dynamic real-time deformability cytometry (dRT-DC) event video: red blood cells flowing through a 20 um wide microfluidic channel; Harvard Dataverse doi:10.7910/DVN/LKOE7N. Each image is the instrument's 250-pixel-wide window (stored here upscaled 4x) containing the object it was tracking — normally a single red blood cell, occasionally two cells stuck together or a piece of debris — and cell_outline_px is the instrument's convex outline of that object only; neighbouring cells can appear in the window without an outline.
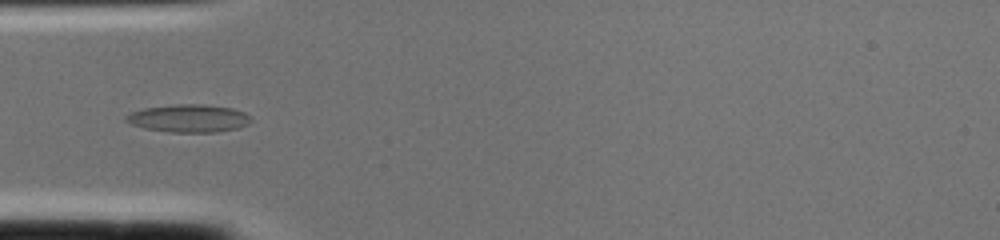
{"species": "common noctule bat (a hibernating species)", "species_latin": "Nyctalus noctula", "temperature_condition": "cold", "stored_images_in_passage": 2, "camera_frame_rate_fps": 3000, "um_per_image_px": 0.085, "animal": {"sex": "female", "body_mass_g": 22.0, "forearm_length_mm": 56.7}, "frame": {"image": 1, "passage_image": 2, "time_ms": 0.333, "image_size_px": [1000, 240], "cell_outline_px": [[252, 120], [248, 124], [240, 128], [216, 132], [172, 132], [144, 128], [132, 124], [124, 120], [124, 116], [132, 112], [144, 108], [176, 104], [204, 104], [232, 108], [244, 112]], "centroid_in_image_um": [16.05, 10.06], "position_along_channel_um": 68.9, "area_um2": 20.23}}